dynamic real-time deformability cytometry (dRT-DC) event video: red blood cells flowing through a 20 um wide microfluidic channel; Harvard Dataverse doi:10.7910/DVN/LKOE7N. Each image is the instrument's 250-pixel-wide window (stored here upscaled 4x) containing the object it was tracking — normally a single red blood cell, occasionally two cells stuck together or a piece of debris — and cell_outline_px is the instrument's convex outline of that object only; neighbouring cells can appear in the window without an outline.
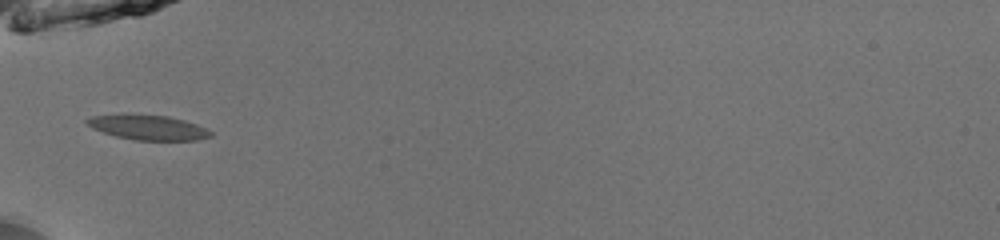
{"species": "common noctule bat (a hibernating species)", "species_latin": "Nyctalus noctula", "temperature_condition": "room temperature", "stored_images_in_passage": 33, "camera_frame_rate_fps": 3000, "um_per_image_px": 0.085, "animal": {"sex": "male", "body_mass_g": 13.0, "forearm_length_mm": 53.1}, "frame": {"image": 1, "passage_image": 1, "time_ms": 0.0, "image_size_px": [1000, 240], "cell_outline_px": [[212, 136], [196, 140], [136, 140], [116, 136], [92, 128], [84, 120], [92, 116], [168, 116], [184, 120], [196, 124], [212, 132]], "centroid_in_image_um": [12.64, 10.86], "position_along_channel_um": 72.4, "area_um2": 17.11}}
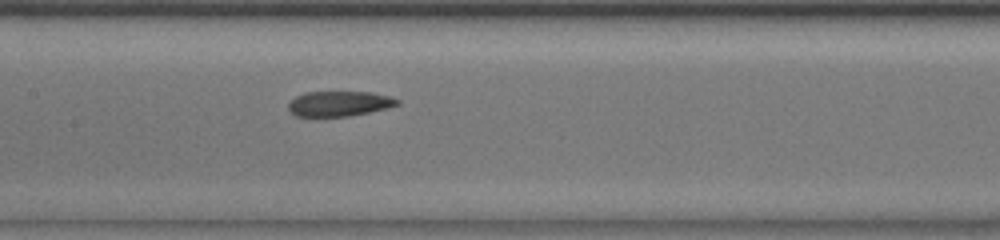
{"frame": {"image": 2, "passage_image": 9, "time_ms": 2.667, "image_size_px": [1000, 240], "cell_outline_px": [[400, 104], [388, 108], [348, 116], [296, 116], [288, 108], [288, 104], [296, 96], [304, 92], [372, 92], [388, 96], [400, 100]], "centroid_in_image_um": [28.85, 8.8], "position_along_channel_um": 178.5, "area_um2": 15.84}}
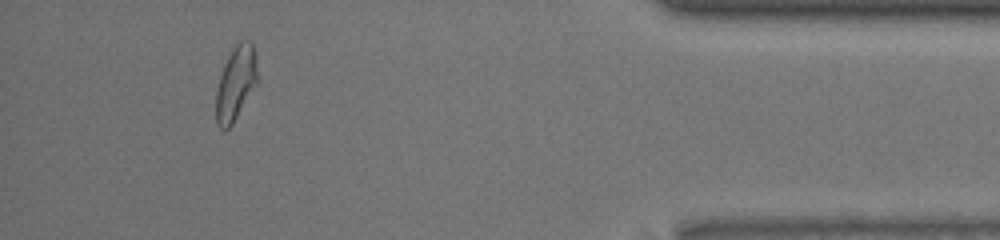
{"frame": {"image": 3, "passage_image": 30, "time_ms": 9.667, "image_size_px": [1000, 240], "cell_outline_px": [[256, 84], [232, 124], [224, 132], [216, 124], [216, 92], [220, 76], [224, 64], [228, 56], [236, 44], [240, 40], [252, 40], [256, 72]], "centroid_in_image_um": [20.0, 7.1], "position_along_channel_um": 415.2, "area_um2": 17.46}, "authors_computed_cell_mechanics": {"area_um2": 17.051, "velocity_mm_per_s": 3.9776, "shape_relaxation_time_tau1_ms": null, "shape_relaxation_time_tau2_ms": 2.1585, "deformation_change_tau1": null, "deformation_change_tau2": 0.1005}}